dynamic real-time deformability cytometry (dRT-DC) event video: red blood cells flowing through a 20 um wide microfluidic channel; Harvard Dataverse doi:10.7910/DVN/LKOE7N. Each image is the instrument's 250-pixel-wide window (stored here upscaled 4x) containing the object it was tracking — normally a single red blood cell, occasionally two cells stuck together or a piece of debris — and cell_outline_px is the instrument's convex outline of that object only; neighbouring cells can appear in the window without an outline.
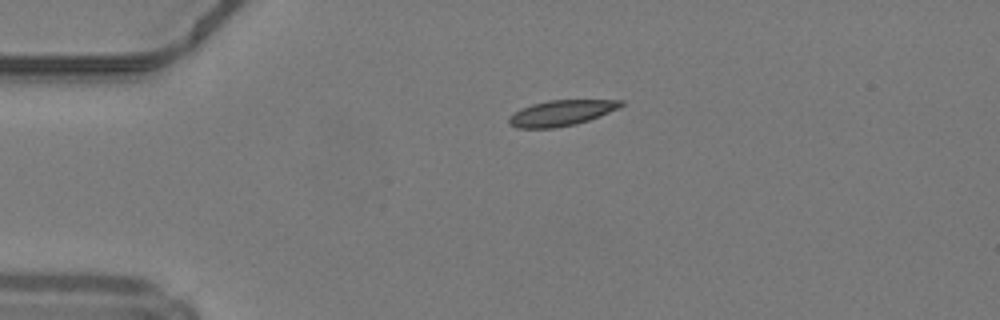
{"species": "common noctule bat (a hibernating species)", "species_latin": "Nyctalus noctula", "temperature_condition": "warm", "stored_images_in_passage": 39, "camera_frame_rate_fps": 3000, "um_per_image_px": 0.085, "animal": {"sex": "male", "body_mass_g": 19.2, "forearm_length_mm": 51.8}, "frame": {"image": 1, "passage_image": 1, "time_ms": 0.0, "image_size_px": [1000, 320], "cell_outline_px": [[624, 104], [620, 108], [600, 116], [576, 124], [556, 128], [516, 128], [508, 124], [508, 116], [520, 108], [532, 104], [548, 100], [624, 100]], "centroid_in_image_um": [47.69, 9.6], "position_along_channel_um": 37.3, "area_um2": 16.94}}
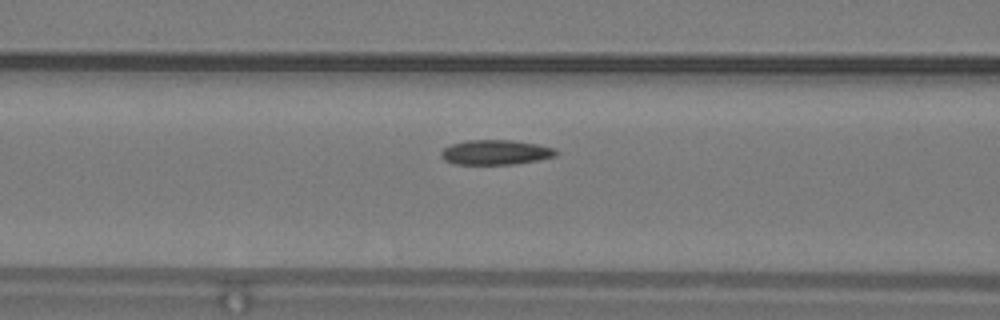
{"frame": {"image": 2, "passage_image": 10, "time_ms": 3.0, "image_size_px": [1000, 320], "cell_outline_px": [[560, 152], [556, 156], [540, 160], [512, 164], [456, 164], [444, 160], [440, 156], [440, 152], [444, 148], [452, 144], [468, 140], [512, 140], [536, 144], [556, 148]], "centroid_in_image_um": [42.16, 12.95], "position_along_channel_um": 124.4, "area_um2": 16.7}}
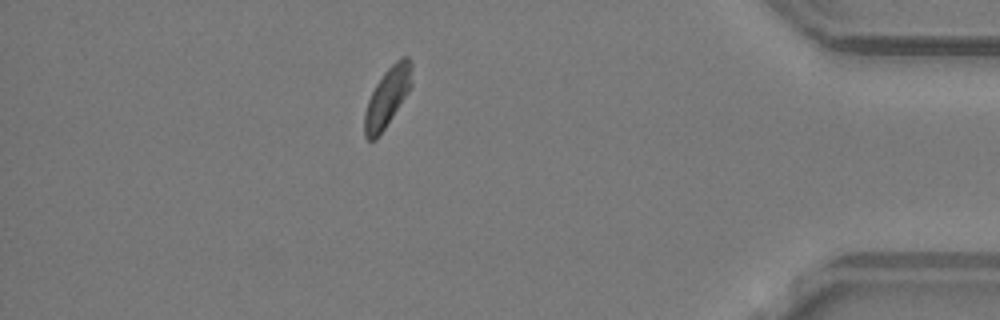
{"frame": {"image": 3, "passage_image": 33, "time_ms": 10.667, "image_size_px": [1000, 320], "cell_outline_px": [[412, 84], [408, 92], [376, 140], [368, 140], [364, 136], [364, 112], [368, 100], [376, 84], [384, 72], [400, 56], [408, 56], [412, 60]], "centroid_in_image_um": [32.93, 8.22], "position_along_channel_um": 402.3, "area_um2": 16.24}, "authors_computed_cell_mechanics": {"area_um2": 16.7042, "velocity_mm_per_s": 4.1869, "shape_relaxation_time_tau1_ms": 4.9017, "shape_relaxation_time_tau2_ms": 6.6391, "deformation_change_tau1": 0.1037, "deformation_change_tau2": 0.1023}}